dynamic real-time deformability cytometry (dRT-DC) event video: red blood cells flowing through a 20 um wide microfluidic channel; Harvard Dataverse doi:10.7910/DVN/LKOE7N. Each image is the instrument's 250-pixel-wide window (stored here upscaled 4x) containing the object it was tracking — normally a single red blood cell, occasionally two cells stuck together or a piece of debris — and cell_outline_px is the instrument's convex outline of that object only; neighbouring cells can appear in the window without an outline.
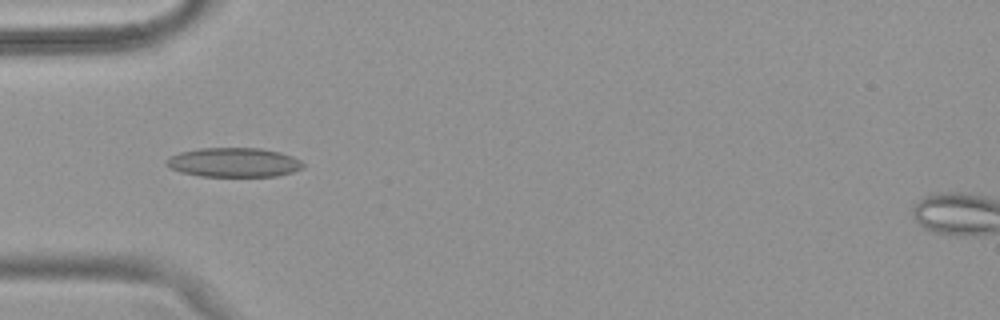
{"species": "common noctule bat (a hibernating species)", "species_latin": "Nyctalus noctula", "temperature_condition": "warm", "stored_images_in_passage": 24, "camera_frame_rate_fps": 3000, "um_per_image_px": 0.085, "animal": {"sex": "female", "body_mass_g": 18.4}, "frame": {"image": 1, "passage_image": 5, "time_ms": 1.333, "image_size_px": [1000, 320], "cell_outline_px": [[304, 168], [292, 172], [276, 176], [200, 176], [180, 172], [168, 168], [164, 164], [164, 160], [180, 152], [200, 148], [260, 148], [280, 152], [292, 156], [300, 160], [304, 164]], "centroid_in_image_um": [19.85, 13.8], "position_along_channel_um": 65.1, "area_um2": 23.47}}
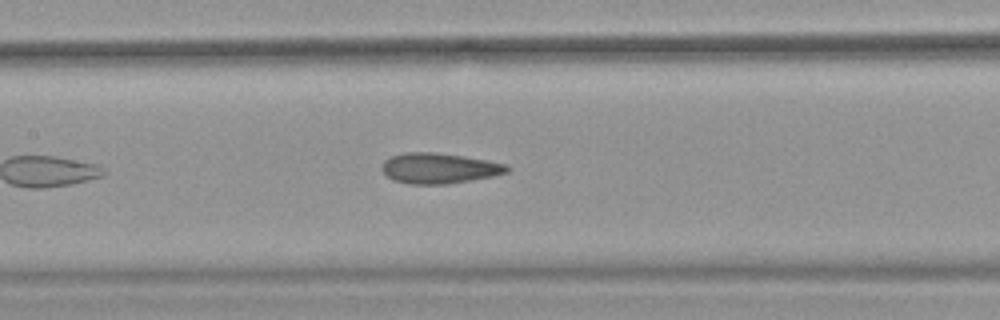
{"frame": {"image": 2, "passage_image": 13, "time_ms": 4.0, "image_size_px": [1000, 320], "cell_outline_px": [[512, 168], [508, 172], [496, 176], [448, 184], [412, 184], [392, 180], [380, 168], [384, 160], [392, 156], [404, 152], [432, 152], [464, 156], [508, 164]], "centroid_in_image_um": [37.36, 14.3], "position_along_channel_um": 170.0, "area_um2": 22.43}}
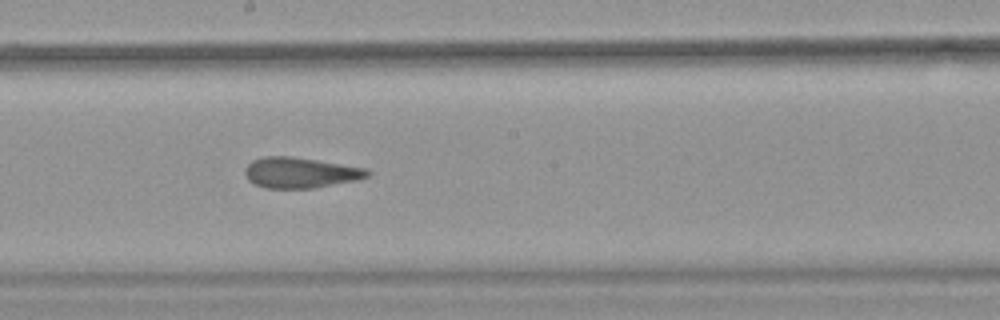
{"frame": {"image": 3, "passage_image": 17, "time_ms": 5.333, "image_size_px": [1000, 320], "cell_outline_px": [[372, 172], [368, 176], [360, 180], [312, 188], [264, 188], [248, 180], [244, 172], [244, 168], [252, 160], [264, 156], [292, 156], [368, 168]], "centroid_in_image_um": [25.55, 14.67], "position_along_channel_um": 222.6, "area_um2": 22.08}}